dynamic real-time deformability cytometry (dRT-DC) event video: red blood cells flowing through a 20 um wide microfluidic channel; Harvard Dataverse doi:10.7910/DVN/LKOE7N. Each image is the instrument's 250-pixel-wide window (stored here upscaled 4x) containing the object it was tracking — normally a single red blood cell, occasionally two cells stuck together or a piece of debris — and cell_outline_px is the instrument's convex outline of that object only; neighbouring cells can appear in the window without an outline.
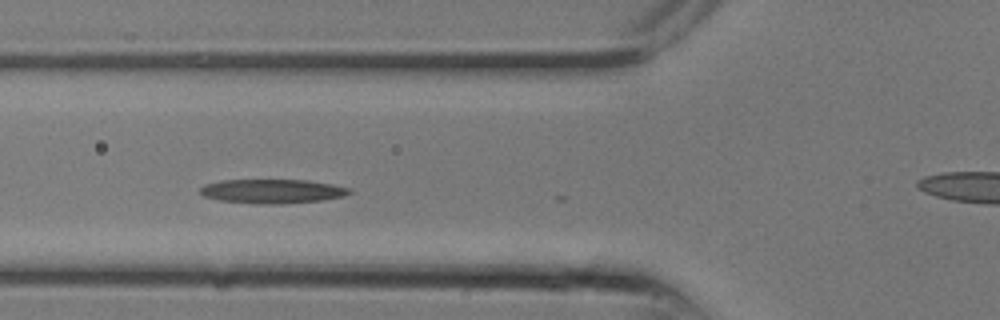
{"species": "common noctule bat (a hibernating species)", "species_latin": "Nyctalus noctula", "temperature_condition": "room temperature", "stored_images_in_passage": 23, "camera_frame_rate_fps": 3000, "um_per_image_px": 0.085, "animal": {"sex": "male", "body_mass_g": 13.3}, "frame": {"image": 1, "passage_image": 6, "time_ms": 1.667, "image_size_px": [1000, 320], "cell_outline_px": [[352, 192], [344, 196], [320, 200], [276, 204], [256, 204], [220, 200], [204, 196], [200, 192], [200, 188], [204, 184], [224, 180], [308, 180], [332, 184], [348, 188]], "centroid_in_image_um": [23.12, 16.25], "position_along_channel_um": 102.7, "area_um2": 20.81}}
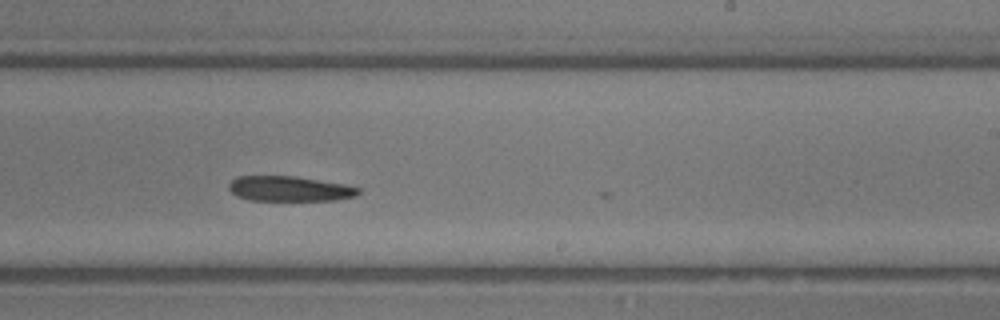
{"frame": {"image": 2, "passage_image": 12, "time_ms": 3.667, "image_size_px": [1000, 320], "cell_outline_px": [[360, 192], [356, 196], [336, 200], [248, 200], [236, 196], [228, 188], [228, 184], [236, 176], [296, 176], [344, 184], [360, 188]], "centroid_in_image_um": [24.59, 16.04], "position_along_channel_um": 264.4, "area_um2": 19.02}}
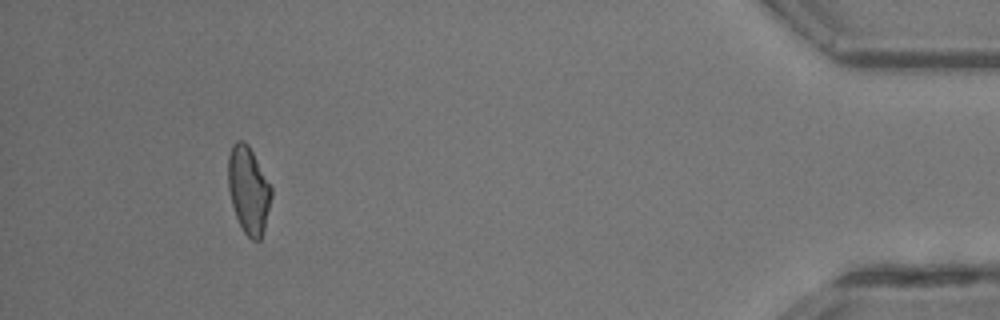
{"frame": {"image": 3, "passage_image": 23, "time_ms": 7.333, "image_size_px": [1000, 320], "cell_outline_px": [[272, 196], [264, 228], [260, 240], [252, 240], [244, 232], [236, 216], [232, 204], [228, 188], [228, 156], [232, 144], [236, 140], [244, 140], [248, 144], [272, 188]], "centroid_in_image_um": [21.11, 16.12], "position_along_channel_um": 414.1, "area_um2": 21.79}}